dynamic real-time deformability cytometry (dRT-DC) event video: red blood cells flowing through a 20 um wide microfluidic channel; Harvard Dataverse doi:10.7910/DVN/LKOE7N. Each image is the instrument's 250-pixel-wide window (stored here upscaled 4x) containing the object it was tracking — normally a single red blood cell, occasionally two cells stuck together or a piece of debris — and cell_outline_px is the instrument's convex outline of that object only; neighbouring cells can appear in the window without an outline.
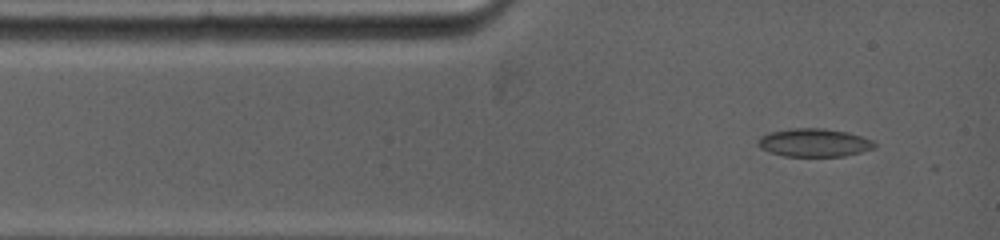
{"species": "common noctule bat (a hibernating species)", "species_latin": "Nyctalus noctula", "temperature_condition": "warm", "stored_images_in_passage": 36, "camera_frame_rate_fps": 5000, "um_per_image_px": 0.085, "animal": {"sex": "female", "body_mass_g": 19.0, "forearm_length_mm": 53.3}, "frame": {"image": 1, "passage_image": 1, "time_ms": 0.0, "image_size_px": [1000, 240], "cell_outline_px": [[876, 148], [844, 156], [784, 156], [768, 152], [760, 148], [756, 144], [760, 136], [772, 132], [792, 128], [824, 128], [848, 132], [872, 140], [876, 144]], "centroid_in_image_um": [69.19, 12.13], "position_along_channel_um": 15.8, "area_um2": 19.19}}
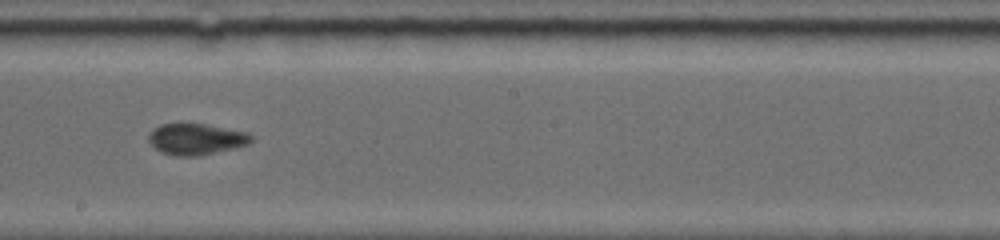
{"frame": {"image": 2, "passage_image": 19, "time_ms": 6.2, "image_size_px": [1000, 240], "cell_outline_px": [[256, 136], [248, 144], [236, 148], [196, 156], [176, 156], [160, 152], [148, 140], [148, 136], [152, 128], [160, 124], [204, 124], [248, 132]], "centroid_in_image_um": [16.69, 11.82], "position_along_channel_um": 231.5, "area_um2": 18.73}}
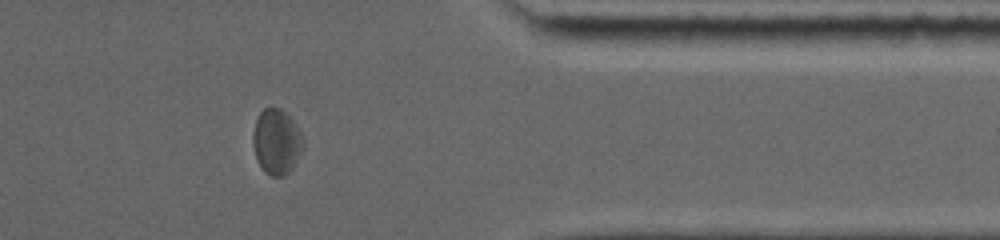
{"frame": {"image": 3, "passage_image": 33, "time_ms": 10.6, "image_size_px": [1000, 240], "cell_outline_px": [[304, 148], [292, 168], [284, 176], [272, 176], [264, 172], [256, 160], [252, 144], [252, 132], [256, 120], [260, 112], [264, 108], [280, 108], [292, 120], [304, 140]], "centroid_in_image_um": [23.48, 12.07], "position_along_channel_um": 387.9, "area_um2": 19.13}, "authors_computed_cell_mechanics": {"area_um2": 18.7561, "velocity_mm_per_s": 3.8923, "shape_relaxation_time_tau1_ms": null, "shape_relaxation_time_tau2_ms": 1.957, "deformation_change_tau1": null, "deformation_change_tau2": 0.0583}}